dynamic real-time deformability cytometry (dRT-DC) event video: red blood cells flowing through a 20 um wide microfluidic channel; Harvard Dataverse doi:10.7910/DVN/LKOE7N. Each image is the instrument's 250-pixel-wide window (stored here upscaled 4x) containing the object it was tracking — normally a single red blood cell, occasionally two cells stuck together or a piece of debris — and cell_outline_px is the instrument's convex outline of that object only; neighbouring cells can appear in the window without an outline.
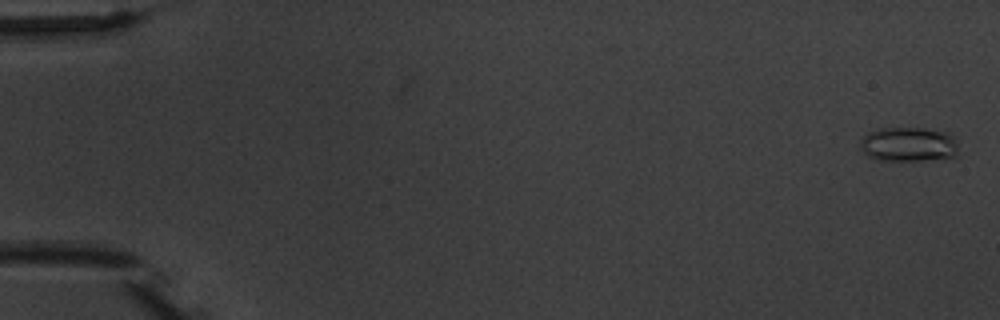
{"species": "common noctule bat (a hibernating species)", "species_latin": "Nyctalus noctula", "temperature_condition": "warm", "stored_images_in_passage": 5, "camera_frame_rate_fps": 3000, "um_per_image_px": 0.085, "animal": {"sex": "male", "body_mass_g": 20.1, "forearm_length_mm": 53.5}, "frame": {"image": 1, "passage_image": 1, "time_ms": 0.0, "image_size_px": [1000, 320], "cell_outline_px": [[960, 156], [952, 160], [880, 160], [868, 156], [860, 148], [860, 140], [868, 132], [880, 128], [924, 128], [948, 132], [956, 140]], "centroid_in_image_um": [77.32, 12.29], "position_along_channel_um": 7.7, "area_um2": 20.35}}